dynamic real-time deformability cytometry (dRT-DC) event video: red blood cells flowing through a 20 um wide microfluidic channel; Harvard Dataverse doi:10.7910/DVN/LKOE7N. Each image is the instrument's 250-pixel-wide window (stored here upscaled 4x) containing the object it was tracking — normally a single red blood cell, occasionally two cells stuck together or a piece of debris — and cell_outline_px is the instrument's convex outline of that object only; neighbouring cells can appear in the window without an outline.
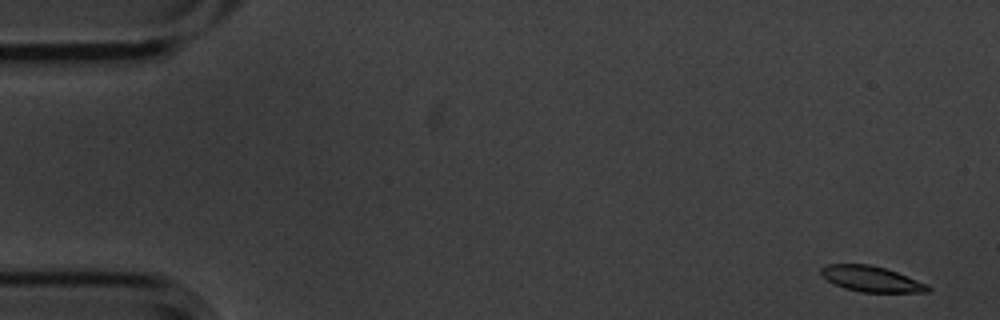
{"species": "common noctule bat (a hibernating species)", "species_latin": "Nyctalus noctula", "temperature_condition": "cold", "stored_images_in_passage": 6, "camera_frame_rate_fps": 3000, "um_per_image_px": 0.085, "animal": {"sex": "male", "body_mass_g": 20.1, "forearm_length_mm": 53.5}, "frame": {"image": 1, "passage_image": 1, "time_ms": 0.0, "image_size_px": [1000, 320], "cell_outline_px": [[932, 288], [928, 292], [860, 292], [844, 288], [828, 280], [820, 272], [820, 268], [828, 264], [868, 264], [884, 268], [896, 272], [928, 284]], "centroid_in_image_um": [74.08, 23.71], "position_along_channel_um": 10.9, "area_um2": 15.78}}